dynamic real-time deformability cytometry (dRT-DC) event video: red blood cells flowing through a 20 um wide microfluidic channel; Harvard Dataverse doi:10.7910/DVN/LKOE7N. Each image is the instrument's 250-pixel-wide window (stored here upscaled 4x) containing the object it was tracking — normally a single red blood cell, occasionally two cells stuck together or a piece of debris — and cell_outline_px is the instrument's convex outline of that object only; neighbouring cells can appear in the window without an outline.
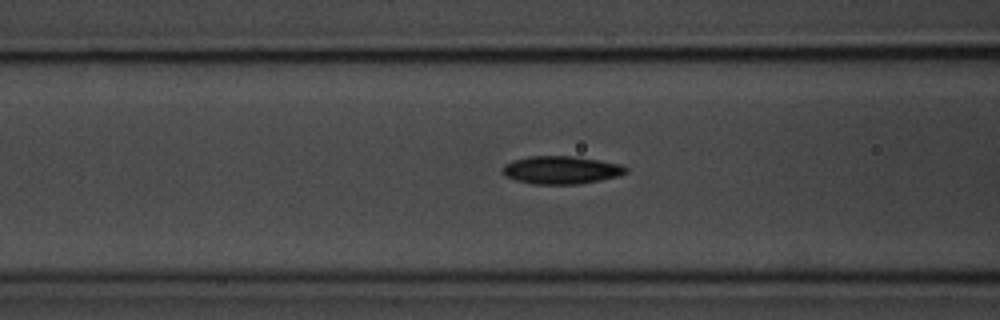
{"species": "common noctule bat (a hibernating species)", "species_latin": "Nyctalus noctula", "temperature_condition": "room temperature", "stored_images_in_passage": 37, "camera_frame_rate_fps": 3000, "um_per_image_px": 0.085, "animal": {"sex": "male", "body_mass_g": 20.1, "forearm_length_mm": 53.5}, "frame": {"image": 1, "passage_image": 9, "time_ms": 2.667, "image_size_px": [1000, 320], "cell_outline_px": [[628, 172], [620, 176], [580, 184], [532, 184], [516, 180], [504, 176], [500, 172], [504, 164], [512, 160], [528, 156], [572, 156], [620, 164], [628, 168]], "centroid_in_image_um": [47.66, 14.45], "position_along_channel_um": 118.9, "area_um2": 20.23}}
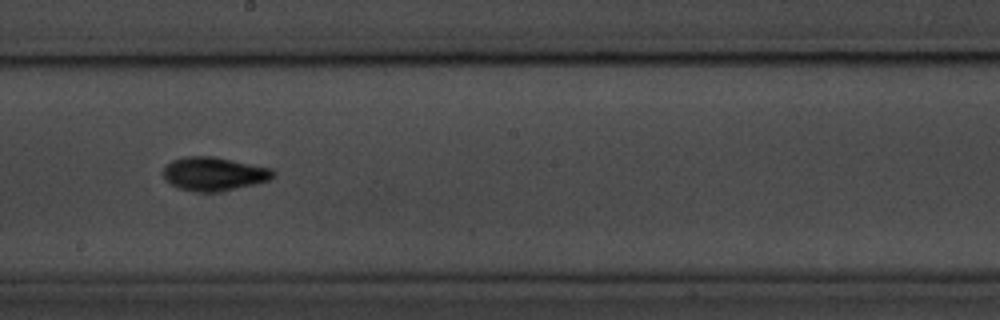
{"frame": {"image": 2, "passage_image": 18, "time_ms": 5.667, "image_size_px": [1000, 320], "cell_outline_px": [[276, 176], [268, 180], [220, 192], [204, 192], [176, 188], [164, 180], [164, 168], [172, 160], [184, 156], [212, 156], [272, 168], [276, 172]], "centroid_in_image_um": [18.18, 14.77], "position_along_channel_um": 230.0, "area_um2": 21.5}}
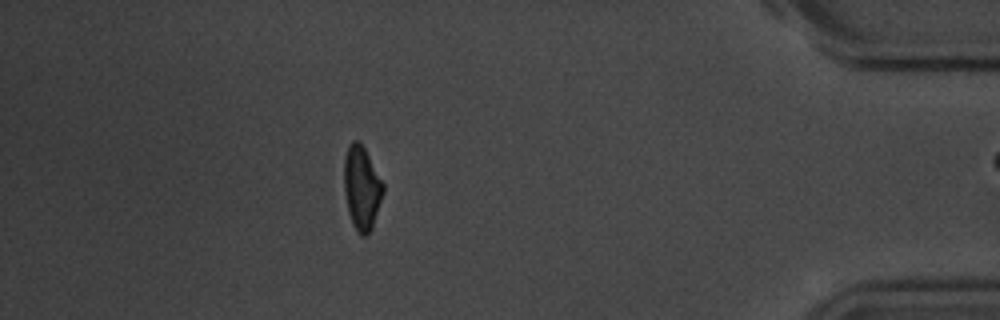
{"frame": {"image": 3, "passage_image": 36, "time_ms": 11.667, "image_size_px": [1000, 320], "cell_outline_px": [[384, 192], [372, 228], [364, 236], [360, 236], [356, 232], [352, 224], [348, 212], [344, 192], [344, 156], [348, 144], [352, 140], [360, 140], [384, 184]], "centroid_in_image_um": [30.73, 15.96], "position_along_channel_um": 404.5, "area_um2": 19.31}}